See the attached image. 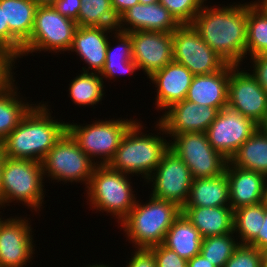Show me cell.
I'll return each mask as SVG.
<instances>
[{
    "label": "cell",
    "instance_id": "obj_10",
    "mask_svg": "<svg viewBox=\"0 0 267 267\" xmlns=\"http://www.w3.org/2000/svg\"><path fill=\"white\" fill-rule=\"evenodd\" d=\"M171 138L170 149L187 165L193 179L215 177L225 172L228 160L210 145L206 133H183Z\"/></svg>",
    "mask_w": 267,
    "mask_h": 267
},
{
    "label": "cell",
    "instance_id": "obj_21",
    "mask_svg": "<svg viewBox=\"0 0 267 267\" xmlns=\"http://www.w3.org/2000/svg\"><path fill=\"white\" fill-rule=\"evenodd\" d=\"M115 30V28L106 27L78 26L69 51L76 52L85 64H88L87 69L82 67L83 72H89V70L96 73L101 72L106 61L108 33Z\"/></svg>",
    "mask_w": 267,
    "mask_h": 267
},
{
    "label": "cell",
    "instance_id": "obj_12",
    "mask_svg": "<svg viewBox=\"0 0 267 267\" xmlns=\"http://www.w3.org/2000/svg\"><path fill=\"white\" fill-rule=\"evenodd\" d=\"M190 169L170 148L162 157L159 165L145 180L152 183L151 196L184 207L192 184Z\"/></svg>",
    "mask_w": 267,
    "mask_h": 267
},
{
    "label": "cell",
    "instance_id": "obj_41",
    "mask_svg": "<svg viewBox=\"0 0 267 267\" xmlns=\"http://www.w3.org/2000/svg\"><path fill=\"white\" fill-rule=\"evenodd\" d=\"M53 6L61 15L76 21L82 6V0H57Z\"/></svg>",
    "mask_w": 267,
    "mask_h": 267
},
{
    "label": "cell",
    "instance_id": "obj_33",
    "mask_svg": "<svg viewBox=\"0 0 267 267\" xmlns=\"http://www.w3.org/2000/svg\"><path fill=\"white\" fill-rule=\"evenodd\" d=\"M247 54L250 57L267 55V18L252 3H248Z\"/></svg>",
    "mask_w": 267,
    "mask_h": 267
},
{
    "label": "cell",
    "instance_id": "obj_47",
    "mask_svg": "<svg viewBox=\"0 0 267 267\" xmlns=\"http://www.w3.org/2000/svg\"><path fill=\"white\" fill-rule=\"evenodd\" d=\"M38 6L54 5L57 0H32Z\"/></svg>",
    "mask_w": 267,
    "mask_h": 267
},
{
    "label": "cell",
    "instance_id": "obj_54",
    "mask_svg": "<svg viewBox=\"0 0 267 267\" xmlns=\"http://www.w3.org/2000/svg\"><path fill=\"white\" fill-rule=\"evenodd\" d=\"M264 202L267 205V178H266V185H265V199H264Z\"/></svg>",
    "mask_w": 267,
    "mask_h": 267
},
{
    "label": "cell",
    "instance_id": "obj_38",
    "mask_svg": "<svg viewBox=\"0 0 267 267\" xmlns=\"http://www.w3.org/2000/svg\"><path fill=\"white\" fill-rule=\"evenodd\" d=\"M156 259V267H187V261L163 244L149 248Z\"/></svg>",
    "mask_w": 267,
    "mask_h": 267
},
{
    "label": "cell",
    "instance_id": "obj_11",
    "mask_svg": "<svg viewBox=\"0 0 267 267\" xmlns=\"http://www.w3.org/2000/svg\"><path fill=\"white\" fill-rule=\"evenodd\" d=\"M173 61L187 67L193 75L216 73L227 65L192 24L179 25L173 31Z\"/></svg>",
    "mask_w": 267,
    "mask_h": 267
},
{
    "label": "cell",
    "instance_id": "obj_8",
    "mask_svg": "<svg viewBox=\"0 0 267 267\" xmlns=\"http://www.w3.org/2000/svg\"><path fill=\"white\" fill-rule=\"evenodd\" d=\"M77 28L75 20L61 15L53 5L38 6L32 33L23 44L21 57L37 51H69Z\"/></svg>",
    "mask_w": 267,
    "mask_h": 267
},
{
    "label": "cell",
    "instance_id": "obj_52",
    "mask_svg": "<svg viewBox=\"0 0 267 267\" xmlns=\"http://www.w3.org/2000/svg\"><path fill=\"white\" fill-rule=\"evenodd\" d=\"M87 267H111V266H109V265H105V264H101V263L99 264V263H98V264L89 265V266L87 265Z\"/></svg>",
    "mask_w": 267,
    "mask_h": 267
},
{
    "label": "cell",
    "instance_id": "obj_31",
    "mask_svg": "<svg viewBox=\"0 0 267 267\" xmlns=\"http://www.w3.org/2000/svg\"><path fill=\"white\" fill-rule=\"evenodd\" d=\"M99 73L83 72L76 76L69 84V96L75 105H96L105 94V85Z\"/></svg>",
    "mask_w": 267,
    "mask_h": 267
},
{
    "label": "cell",
    "instance_id": "obj_44",
    "mask_svg": "<svg viewBox=\"0 0 267 267\" xmlns=\"http://www.w3.org/2000/svg\"><path fill=\"white\" fill-rule=\"evenodd\" d=\"M115 15L119 18L126 10L139 3V0H111Z\"/></svg>",
    "mask_w": 267,
    "mask_h": 267
},
{
    "label": "cell",
    "instance_id": "obj_35",
    "mask_svg": "<svg viewBox=\"0 0 267 267\" xmlns=\"http://www.w3.org/2000/svg\"><path fill=\"white\" fill-rule=\"evenodd\" d=\"M206 0H159L180 24H192Z\"/></svg>",
    "mask_w": 267,
    "mask_h": 267
},
{
    "label": "cell",
    "instance_id": "obj_19",
    "mask_svg": "<svg viewBox=\"0 0 267 267\" xmlns=\"http://www.w3.org/2000/svg\"><path fill=\"white\" fill-rule=\"evenodd\" d=\"M193 77L187 67L176 61L154 72L149 79L157 88L155 106L158 110L166 111L173 104L186 99Z\"/></svg>",
    "mask_w": 267,
    "mask_h": 267
},
{
    "label": "cell",
    "instance_id": "obj_2",
    "mask_svg": "<svg viewBox=\"0 0 267 267\" xmlns=\"http://www.w3.org/2000/svg\"><path fill=\"white\" fill-rule=\"evenodd\" d=\"M50 107L36 103L19 125L3 140L4 156L42 162L67 131V123L53 120Z\"/></svg>",
    "mask_w": 267,
    "mask_h": 267
},
{
    "label": "cell",
    "instance_id": "obj_20",
    "mask_svg": "<svg viewBox=\"0 0 267 267\" xmlns=\"http://www.w3.org/2000/svg\"><path fill=\"white\" fill-rule=\"evenodd\" d=\"M225 173L229 184L230 207L233 210L264 201L267 178L265 175L232 166L229 162Z\"/></svg>",
    "mask_w": 267,
    "mask_h": 267
},
{
    "label": "cell",
    "instance_id": "obj_13",
    "mask_svg": "<svg viewBox=\"0 0 267 267\" xmlns=\"http://www.w3.org/2000/svg\"><path fill=\"white\" fill-rule=\"evenodd\" d=\"M259 125L229 107L222 108L205 132L210 145L228 161Z\"/></svg>",
    "mask_w": 267,
    "mask_h": 267
},
{
    "label": "cell",
    "instance_id": "obj_48",
    "mask_svg": "<svg viewBox=\"0 0 267 267\" xmlns=\"http://www.w3.org/2000/svg\"><path fill=\"white\" fill-rule=\"evenodd\" d=\"M258 125L259 129L265 134H267V113L265 114L264 119Z\"/></svg>",
    "mask_w": 267,
    "mask_h": 267
},
{
    "label": "cell",
    "instance_id": "obj_9",
    "mask_svg": "<svg viewBox=\"0 0 267 267\" xmlns=\"http://www.w3.org/2000/svg\"><path fill=\"white\" fill-rule=\"evenodd\" d=\"M43 176L56 182L85 183L87 188L96 164L66 131L42 160Z\"/></svg>",
    "mask_w": 267,
    "mask_h": 267
},
{
    "label": "cell",
    "instance_id": "obj_34",
    "mask_svg": "<svg viewBox=\"0 0 267 267\" xmlns=\"http://www.w3.org/2000/svg\"><path fill=\"white\" fill-rule=\"evenodd\" d=\"M233 234L234 232L203 238L200 254L207 258L214 266L224 267L240 245L238 238H236V241Z\"/></svg>",
    "mask_w": 267,
    "mask_h": 267
},
{
    "label": "cell",
    "instance_id": "obj_23",
    "mask_svg": "<svg viewBox=\"0 0 267 267\" xmlns=\"http://www.w3.org/2000/svg\"><path fill=\"white\" fill-rule=\"evenodd\" d=\"M38 5L32 0H4L5 23L9 26V50L19 58L32 33Z\"/></svg>",
    "mask_w": 267,
    "mask_h": 267
},
{
    "label": "cell",
    "instance_id": "obj_36",
    "mask_svg": "<svg viewBox=\"0 0 267 267\" xmlns=\"http://www.w3.org/2000/svg\"><path fill=\"white\" fill-rule=\"evenodd\" d=\"M262 259V250L240 244L224 267H260Z\"/></svg>",
    "mask_w": 267,
    "mask_h": 267
},
{
    "label": "cell",
    "instance_id": "obj_16",
    "mask_svg": "<svg viewBox=\"0 0 267 267\" xmlns=\"http://www.w3.org/2000/svg\"><path fill=\"white\" fill-rule=\"evenodd\" d=\"M29 219L11 216L0 221V267H24L30 263L35 241Z\"/></svg>",
    "mask_w": 267,
    "mask_h": 267
},
{
    "label": "cell",
    "instance_id": "obj_27",
    "mask_svg": "<svg viewBox=\"0 0 267 267\" xmlns=\"http://www.w3.org/2000/svg\"><path fill=\"white\" fill-rule=\"evenodd\" d=\"M117 40L115 47L111 46L109 39L106 51V61L103 69L99 73L102 79H114L117 74H133L139 70L137 64L133 60L131 33L121 32L117 29L112 33ZM103 76V77H102Z\"/></svg>",
    "mask_w": 267,
    "mask_h": 267
},
{
    "label": "cell",
    "instance_id": "obj_53",
    "mask_svg": "<svg viewBox=\"0 0 267 267\" xmlns=\"http://www.w3.org/2000/svg\"><path fill=\"white\" fill-rule=\"evenodd\" d=\"M263 258L267 259V246L262 249Z\"/></svg>",
    "mask_w": 267,
    "mask_h": 267
},
{
    "label": "cell",
    "instance_id": "obj_50",
    "mask_svg": "<svg viewBox=\"0 0 267 267\" xmlns=\"http://www.w3.org/2000/svg\"><path fill=\"white\" fill-rule=\"evenodd\" d=\"M159 0H139V3L142 4H152V3H158Z\"/></svg>",
    "mask_w": 267,
    "mask_h": 267
},
{
    "label": "cell",
    "instance_id": "obj_22",
    "mask_svg": "<svg viewBox=\"0 0 267 267\" xmlns=\"http://www.w3.org/2000/svg\"><path fill=\"white\" fill-rule=\"evenodd\" d=\"M230 64L216 73L194 75L186 100L221 110L227 107Z\"/></svg>",
    "mask_w": 267,
    "mask_h": 267
},
{
    "label": "cell",
    "instance_id": "obj_15",
    "mask_svg": "<svg viewBox=\"0 0 267 267\" xmlns=\"http://www.w3.org/2000/svg\"><path fill=\"white\" fill-rule=\"evenodd\" d=\"M219 111L218 108L197 105L184 99L163 112L155 127L160 134L162 131V135L166 134L170 137L183 133H205Z\"/></svg>",
    "mask_w": 267,
    "mask_h": 267
},
{
    "label": "cell",
    "instance_id": "obj_17",
    "mask_svg": "<svg viewBox=\"0 0 267 267\" xmlns=\"http://www.w3.org/2000/svg\"><path fill=\"white\" fill-rule=\"evenodd\" d=\"M131 43L133 60L147 78L173 61V32L134 31Z\"/></svg>",
    "mask_w": 267,
    "mask_h": 267
},
{
    "label": "cell",
    "instance_id": "obj_29",
    "mask_svg": "<svg viewBox=\"0 0 267 267\" xmlns=\"http://www.w3.org/2000/svg\"><path fill=\"white\" fill-rule=\"evenodd\" d=\"M16 84L0 93V138L4 140L35 104L19 98ZM24 100V101H23Z\"/></svg>",
    "mask_w": 267,
    "mask_h": 267
},
{
    "label": "cell",
    "instance_id": "obj_46",
    "mask_svg": "<svg viewBox=\"0 0 267 267\" xmlns=\"http://www.w3.org/2000/svg\"><path fill=\"white\" fill-rule=\"evenodd\" d=\"M251 3L267 18V0H258Z\"/></svg>",
    "mask_w": 267,
    "mask_h": 267
},
{
    "label": "cell",
    "instance_id": "obj_30",
    "mask_svg": "<svg viewBox=\"0 0 267 267\" xmlns=\"http://www.w3.org/2000/svg\"><path fill=\"white\" fill-rule=\"evenodd\" d=\"M264 217V201L234 210L233 232L235 235L238 234L241 245H249L257 237L258 231L263 225Z\"/></svg>",
    "mask_w": 267,
    "mask_h": 267
},
{
    "label": "cell",
    "instance_id": "obj_7",
    "mask_svg": "<svg viewBox=\"0 0 267 267\" xmlns=\"http://www.w3.org/2000/svg\"><path fill=\"white\" fill-rule=\"evenodd\" d=\"M137 120H95L92 124L81 126L67 123V132L76 141L79 148L96 165H107L117 151L123 136ZM101 158L100 161L93 160Z\"/></svg>",
    "mask_w": 267,
    "mask_h": 267
},
{
    "label": "cell",
    "instance_id": "obj_45",
    "mask_svg": "<svg viewBox=\"0 0 267 267\" xmlns=\"http://www.w3.org/2000/svg\"><path fill=\"white\" fill-rule=\"evenodd\" d=\"M187 267H216L202 254H197L187 261Z\"/></svg>",
    "mask_w": 267,
    "mask_h": 267
},
{
    "label": "cell",
    "instance_id": "obj_40",
    "mask_svg": "<svg viewBox=\"0 0 267 267\" xmlns=\"http://www.w3.org/2000/svg\"><path fill=\"white\" fill-rule=\"evenodd\" d=\"M251 59V65L254 68L251 74L267 93V55L255 56Z\"/></svg>",
    "mask_w": 267,
    "mask_h": 267
},
{
    "label": "cell",
    "instance_id": "obj_25",
    "mask_svg": "<svg viewBox=\"0 0 267 267\" xmlns=\"http://www.w3.org/2000/svg\"><path fill=\"white\" fill-rule=\"evenodd\" d=\"M230 206L227 174L192 180L184 207Z\"/></svg>",
    "mask_w": 267,
    "mask_h": 267
},
{
    "label": "cell",
    "instance_id": "obj_24",
    "mask_svg": "<svg viewBox=\"0 0 267 267\" xmlns=\"http://www.w3.org/2000/svg\"><path fill=\"white\" fill-rule=\"evenodd\" d=\"M181 210L202 238L233 232L234 210L230 206L183 207Z\"/></svg>",
    "mask_w": 267,
    "mask_h": 267
},
{
    "label": "cell",
    "instance_id": "obj_43",
    "mask_svg": "<svg viewBox=\"0 0 267 267\" xmlns=\"http://www.w3.org/2000/svg\"><path fill=\"white\" fill-rule=\"evenodd\" d=\"M249 246H253L262 250L265 246H267V205L265 204V217L263 221V225L258 231L257 237L249 244Z\"/></svg>",
    "mask_w": 267,
    "mask_h": 267
},
{
    "label": "cell",
    "instance_id": "obj_39",
    "mask_svg": "<svg viewBox=\"0 0 267 267\" xmlns=\"http://www.w3.org/2000/svg\"><path fill=\"white\" fill-rule=\"evenodd\" d=\"M125 267H156V259L149 249H136Z\"/></svg>",
    "mask_w": 267,
    "mask_h": 267
},
{
    "label": "cell",
    "instance_id": "obj_4",
    "mask_svg": "<svg viewBox=\"0 0 267 267\" xmlns=\"http://www.w3.org/2000/svg\"><path fill=\"white\" fill-rule=\"evenodd\" d=\"M149 202L136 204L121 222L127 240L135 249H149L163 244L166 232L182 210L176 204L149 196Z\"/></svg>",
    "mask_w": 267,
    "mask_h": 267
},
{
    "label": "cell",
    "instance_id": "obj_42",
    "mask_svg": "<svg viewBox=\"0 0 267 267\" xmlns=\"http://www.w3.org/2000/svg\"><path fill=\"white\" fill-rule=\"evenodd\" d=\"M0 46L9 49V26L5 23L4 0H0Z\"/></svg>",
    "mask_w": 267,
    "mask_h": 267
},
{
    "label": "cell",
    "instance_id": "obj_51",
    "mask_svg": "<svg viewBox=\"0 0 267 267\" xmlns=\"http://www.w3.org/2000/svg\"><path fill=\"white\" fill-rule=\"evenodd\" d=\"M4 157V146H3V140L0 138V158Z\"/></svg>",
    "mask_w": 267,
    "mask_h": 267
},
{
    "label": "cell",
    "instance_id": "obj_26",
    "mask_svg": "<svg viewBox=\"0 0 267 267\" xmlns=\"http://www.w3.org/2000/svg\"><path fill=\"white\" fill-rule=\"evenodd\" d=\"M202 240L200 232L181 212L166 232L163 245L188 261L200 253Z\"/></svg>",
    "mask_w": 267,
    "mask_h": 267
},
{
    "label": "cell",
    "instance_id": "obj_32",
    "mask_svg": "<svg viewBox=\"0 0 267 267\" xmlns=\"http://www.w3.org/2000/svg\"><path fill=\"white\" fill-rule=\"evenodd\" d=\"M76 23L80 27H106L117 29L118 18L111 0H82Z\"/></svg>",
    "mask_w": 267,
    "mask_h": 267
},
{
    "label": "cell",
    "instance_id": "obj_3",
    "mask_svg": "<svg viewBox=\"0 0 267 267\" xmlns=\"http://www.w3.org/2000/svg\"><path fill=\"white\" fill-rule=\"evenodd\" d=\"M142 130V123L137 120L123 136L107 165L113 170L127 174L128 177L129 174H141V177L147 180L169 150L170 141L167 142L161 135L145 134Z\"/></svg>",
    "mask_w": 267,
    "mask_h": 267
},
{
    "label": "cell",
    "instance_id": "obj_49",
    "mask_svg": "<svg viewBox=\"0 0 267 267\" xmlns=\"http://www.w3.org/2000/svg\"><path fill=\"white\" fill-rule=\"evenodd\" d=\"M2 173H3V158H0V193H1V185H2Z\"/></svg>",
    "mask_w": 267,
    "mask_h": 267
},
{
    "label": "cell",
    "instance_id": "obj_14",
    "mask_svg": "<svg viewBox=\"0 0 267 267\" xmlns=\"http://www.w3.org/2000/svg\"><path fill=\"white\" fill-rule=\"evenodd\" d=\"M239 67L230 64L227 107L259 124L267 113V93L251 72Z\"/></svg>",
    "mask_w": 267,
    "mask_h": 267
},
{
    "label": "cell",
    "instance_id": "obj_18",
    "mask_svg": "<svg viewBox=\"0 0 267 267\" xmlns=\"http://www.w3.org/2000/svg\"><path fill=\"white\" fill-rule=\"evenodd\" d=\"M179 25L161 3H138L118 18L117 30L126 33L134 31L172 33Z\"/></svg>",
    "mask_w": 267,
    "mask_h": 267
},
{
    "label": "cell",
    "instance_id": "obj_5",
    "mask_svg": "<svg viewBox=\"0 0 267 267\" xmlns=\"http://www.w3.org/2000/svg\"><path fill=\"white\" fill-rule=\"evenodd\" d=\"M42 162L3 157L0 209L15 203L40 211L45 194ZM4 206V207H3Z\"/></svg>",
    "mask_w": 267,
    "mask_h": 267
},
{
    "label": "cell",
    "instance_id": "obj_28",
    "mask_svg": "<svg viewBox=\"0 0 267 267\" xmlns=\"http://www.w3.org/2000/svg\"><path fill=\"white\" fill-rule=\"evenodd\" d=\"M228 162L232 166L259 172L267 177V134L258 129Z\"/></svg>",
    "mask_w": 267,
    "mask_h": 267
},
{
    "label": "cell",
    "instance_id": "obj_1",
    "mask_svg": "<svg viewBox=\"0 0 267 267\" xmlns=\"http://www.w3.org/2000/svg\"><path fill=\"white\" fill-rule=\"evenodd\" d=\"M205 6L192 26L227 64L241 65L246 56L248 3Z\"/></svg>",
    "mask_w": 267,
    "mask_h": 267
},
{
    "label": "cell",
    "instance_id": "obj_37",
    "mask_svg": "<svg viewBox=\"0 0 267 267\" xmlns=\"http://www.w3.org/2000/svg\"><path fill=\"white\" fill-rule=\"evenodd\" d=\"M17 58L19 57L14 52L0 46V93L9 90L15 84L12 69Z\"/></svg>",
    "mask_w": 267,
    "mask_h": 267
},
{
    "label": "cell",
    "instance_id": "obj_55",
    "mask_svg": "<svg viewBox=\"0 0 267 267\" xmlns=\"http://www.w3.org/2000/svg\"><path fill=\"white\" fill-rule=\"evenodd\" d=\"M260 267H267V259H262Z\"/></svg>",
    "mask_w": 267,
    "mask_h": 267
},
{
    "label": "cell",
    "instance_id": "obj_6",
    "mask_svg": "<svg viewBox=\"0 0 267 267\" xmlns=\"http://www.w3.org/2000/svg\"><path fill=\"white\" fill-rule=\"evenodd\" d=\"M131 183L127 174L108 165H96L86 188V198L93 209L106 211L121 223L137 201Z\"/></svg>",
    "mask_w": 267,
    "mask_h": 267
}]
</instances>
